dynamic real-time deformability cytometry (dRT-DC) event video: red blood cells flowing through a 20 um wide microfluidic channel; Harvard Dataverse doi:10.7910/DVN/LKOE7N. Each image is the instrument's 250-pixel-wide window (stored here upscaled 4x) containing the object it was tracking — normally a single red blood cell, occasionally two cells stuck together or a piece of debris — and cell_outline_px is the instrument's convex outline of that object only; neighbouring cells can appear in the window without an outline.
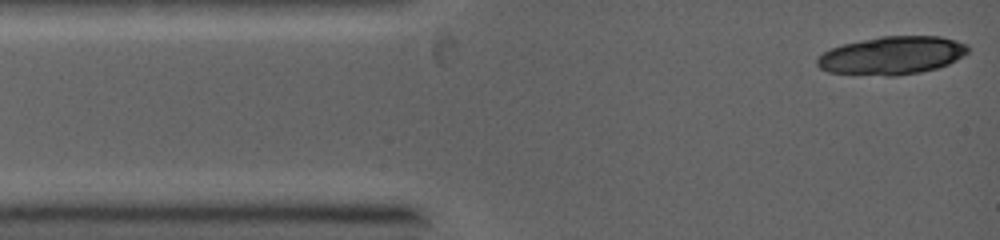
{"species": "common noctule bat (a hibernating species)", "species_latin": "Nyctalus noctula", "temperature_condition": "warm", "stored_images_in_passage": 3, "camera_frame_rate_fps": 5000, "um_per_image_px": 0.085, "animal": {"sex": "female", "body_mass_g": 19.0, "forearm_length_mm": 53.3}, "frame": {"image": 1, "passage_image": 1, "time_ms": 0.0, "image_size_px": [1000, 240], "cell_outline_px": [[968, 52], [956, 60], [948, 64], [936, 68], [920, 72], [896, 76], [884, 76], [828, 72], [820, 68], [816, 64], [816, 60], [824, 52], [832, 48], [844, 44], [880, 36], [940, 36], [956, 40], [968, 44]], "centroid_in_image_um": [75.83, 4.71], "position_along_channel_um": 9.2, "area_um2": 33.41}}